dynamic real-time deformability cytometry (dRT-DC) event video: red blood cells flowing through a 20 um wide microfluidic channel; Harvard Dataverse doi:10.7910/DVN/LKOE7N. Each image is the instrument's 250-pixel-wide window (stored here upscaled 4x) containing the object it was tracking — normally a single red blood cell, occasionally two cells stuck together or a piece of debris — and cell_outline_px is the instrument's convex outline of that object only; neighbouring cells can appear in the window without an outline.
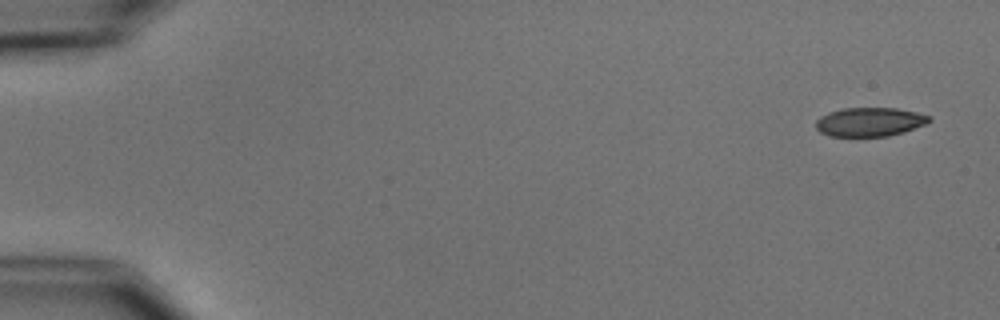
{"species": "common noctule bat (a hibernating species)", "species_latin": "Nyctalus noctula", "temperature_condition": "cold", "stored_images_in_passage": 6, "segment_of_instrument_passage": [1, 2], "camera_frame_rate_fps": 3000, "um_per_image_px": 0.085, "animal": {"sex": "male", "body_mass_g": 15.6}, "frame": {"image": 1, "passage_image": 1, "time_ms": 0.0, "image_size_px": [1000, 320], "cell_outline_px": [[932, 120], [924, 124], [904, 132], [888, 136], [832, 136], [820, 132], [816, 128], [816, 120], [820, 116], [828, 112], [844, 108], [896, 108], [916, 112], [928, 116]], "centroid_in_image_um": [73.9, 10.36], "position_along_channel_um": 11.1, "area_um2": 18.96}}
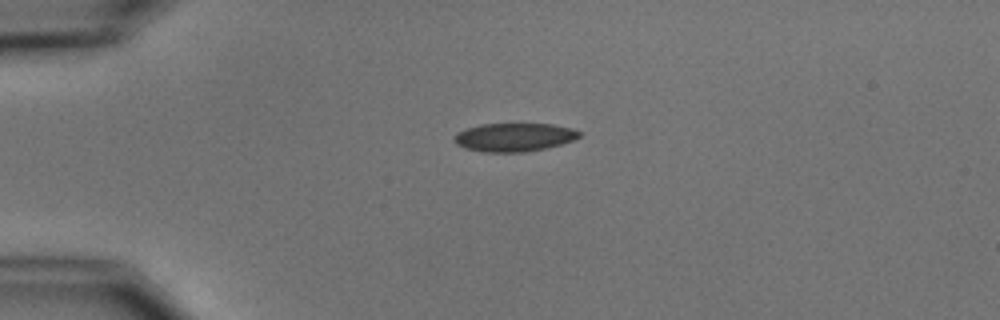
{"frame": {"image": 2, "passage_image": 4, "time_ms": 3.667, "image_size_px": [1000, 320], "cell_outline_px": [[580, 136], [572, 140], [560, 144], [544, 148], [524, 152], [484, 152], [464, 148], [456, 144], [452, 140], [456, 132], [480, 124], [552, 124], [572, 128], [580, 132]], "centroid_in_image_um": [43.65, 11.66], "position_along_channel_um": 41.4, "area_um2": 20.63}}